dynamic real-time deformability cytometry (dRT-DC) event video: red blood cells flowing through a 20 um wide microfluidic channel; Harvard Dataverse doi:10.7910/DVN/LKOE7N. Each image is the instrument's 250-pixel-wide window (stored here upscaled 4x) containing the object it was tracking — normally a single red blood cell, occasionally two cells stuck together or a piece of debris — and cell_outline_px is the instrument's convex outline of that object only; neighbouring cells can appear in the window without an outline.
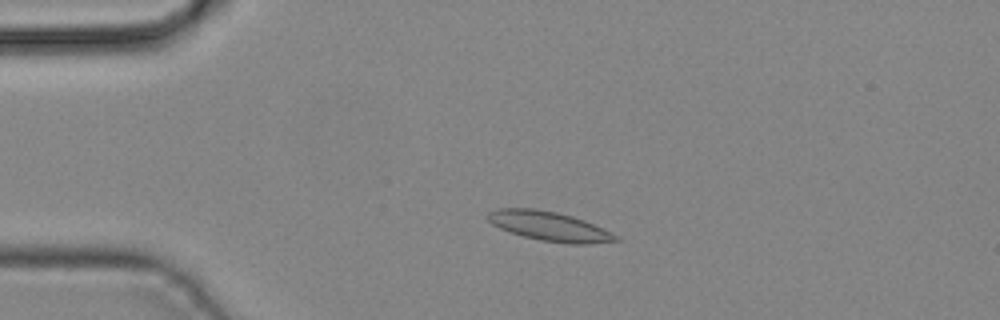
{"species": "common noctule bat (a hibernating species)", "species_latin": "Nyctalus noctula", "temperature_condition": "cold", "stored_images_in_passage": 36, "camera_frame_rate_fps": 3000, "um_per_image_px": 0.085, "animal": {"sex": "male", "body_mass_g": 19.2, "forearm_length_mm": 51.8}, "frame": {"image": 1, "passage_image": 2, "time_ms": 0.333, "image_size_px": [1000, 320], "cell_outline_px": [[620, 240], [588, 244], [568, 244], [540, 240], [524, 236], [500, 228], [492, 224], [484, 216], [488, 212], [496, 208], [532, 208], [556, 212], [572, 216], [584, 220], [604, 228], [612, 232]], "centroid_in_image_um": [46.67, 19.22], "position_along_channel_um": 38.3, "area_um2": 21.91}}
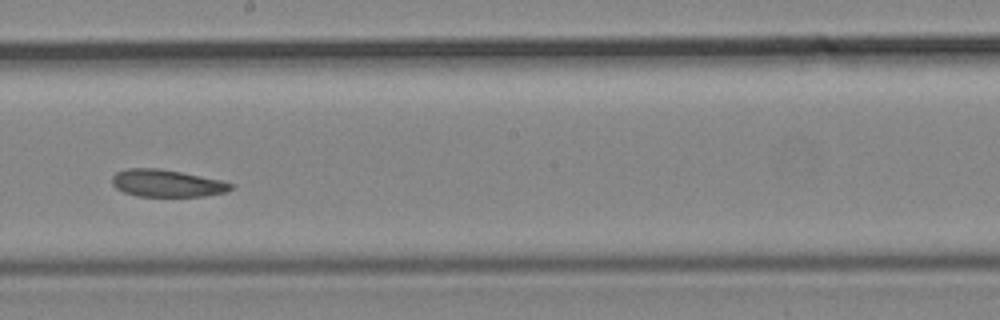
{"frame": {"image": 2, "passage_image": 17, "time_ms": 5.333, "image_size_px": [1000, 320], "cell_outline_px": [[232, 188], [224, 192], [204, 196], [136, 196], [124, 192], [116, 188], [112, 184], [112, 176], [116, 172], [128, 168], [160, 168], [220, 180], [232, 184]], "centroid_in_image_um": [14.12, 15.57], "position_along_channel_um": 234.1, "area_um2": 18.67}}
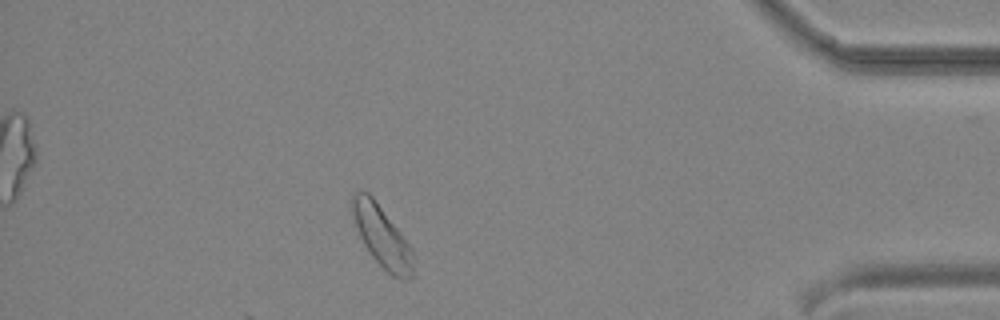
{"frame": {"image": 3, "passage_image": 31, "time_ms": 10.0, "image_size_px": [1000, 320], "cell_outline_px": [[412, 280], [400, 280], [392, 276], [372, 256], [364, 244], [360, 236], [352, 216], [352, 196], [356, 192], [364, 188], [372, 196], [400, 232], [412, 248]], "centroid_in_image_um": [32.45, 20.09], "position_along_channel_um": 402.7, "area_um2": 21.44}}